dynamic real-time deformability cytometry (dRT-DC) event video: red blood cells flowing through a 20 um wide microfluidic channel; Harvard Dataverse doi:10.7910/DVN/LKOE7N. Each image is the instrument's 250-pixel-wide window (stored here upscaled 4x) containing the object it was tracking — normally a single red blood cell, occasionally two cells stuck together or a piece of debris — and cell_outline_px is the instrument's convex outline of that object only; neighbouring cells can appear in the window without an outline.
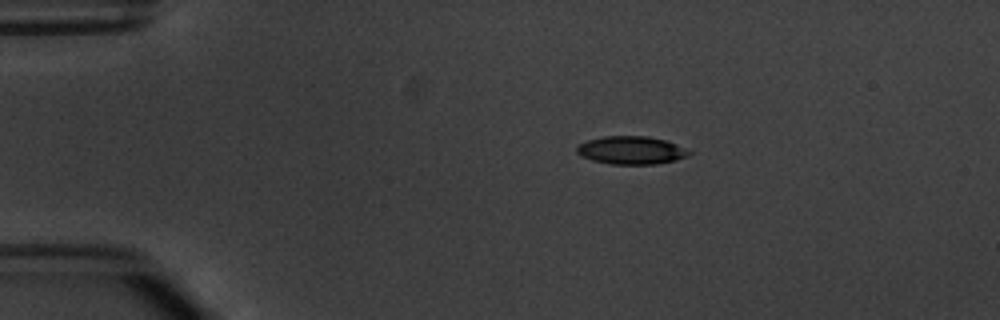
{"species": "common noctule bat (a hibernating species)", "species_latin": "Nyctalus noctula", "temperature_condition": "warm", "stored_images_in_passage": 7, "camera_frame_rate_fps": 3000, "um_per_image_px": 0.085, "animal": {"sex": "male", "body_mass_g": 20.1, "forearm_length_mm": 53.5}, "frame": {"image": 1, "passage_image": 2, "time_ms": 1.333, "image_size_px": [1000, 320], "cell_outline_px": [[692, 152], [688, 156], [676, 160], [656, 164], [612, 164], [592, 160], [580, 156], [576, 152], [576, 148], [580, 144], [588, 140], [604, 136], [648, 136], [664, 140], [676, 144]], "centroid_in_image_um": [53.65, 12.77], "position_along_channel_um": 31.4, "area_um2": 18.26}}
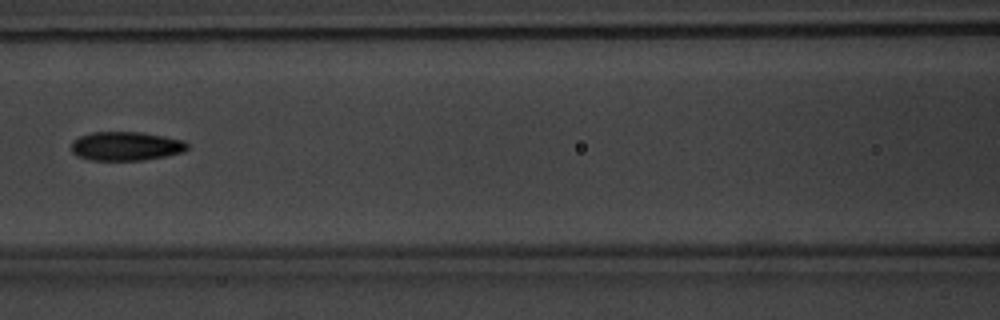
{"frame": {"image": 2, "passage_image": 6, "time_ms": 6.0, "image_size_px": [1000, 320], "cell_outline_px": [[188, 148], [184, 152], [164, 156], [140, 160], [92, 160], [76, 156], [72, 152], [72, 140], [80, 136], [92, 132], [140, 132], [164, 136], [184, 140], [188, 144]], "centroid_in_image_um": [10.7, 12.42], "position_along_channel_um": 155.9, "area_um2": 19.54}}
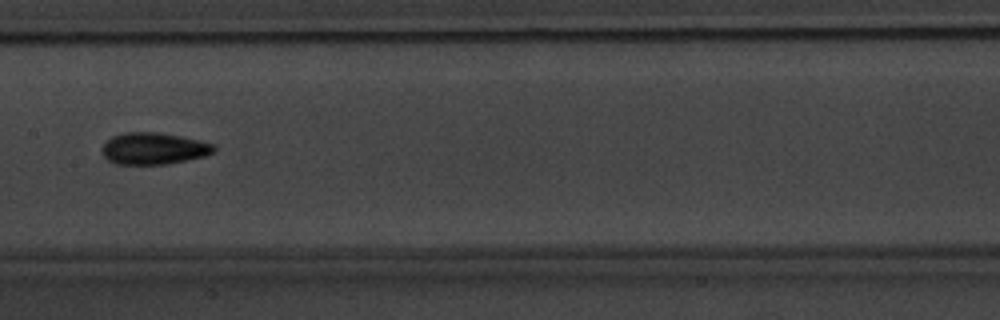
{"frame": {"image": 3, "passage_image": 7, "time_ms": 7.0, "image_size_px": [1000, 320], "cell_outline_px": [[216, 152], [204, 156], [168, 164], [116, 164], [108, 160], [104, 156], [104, 144], [112, 136], [124, 132], [156, 132], [180, 136], [216, 144]], "centroid_in_image_um": [13.11, 12.62], "position_along_channel_um": 194.3, "area_um2": 20.63}}